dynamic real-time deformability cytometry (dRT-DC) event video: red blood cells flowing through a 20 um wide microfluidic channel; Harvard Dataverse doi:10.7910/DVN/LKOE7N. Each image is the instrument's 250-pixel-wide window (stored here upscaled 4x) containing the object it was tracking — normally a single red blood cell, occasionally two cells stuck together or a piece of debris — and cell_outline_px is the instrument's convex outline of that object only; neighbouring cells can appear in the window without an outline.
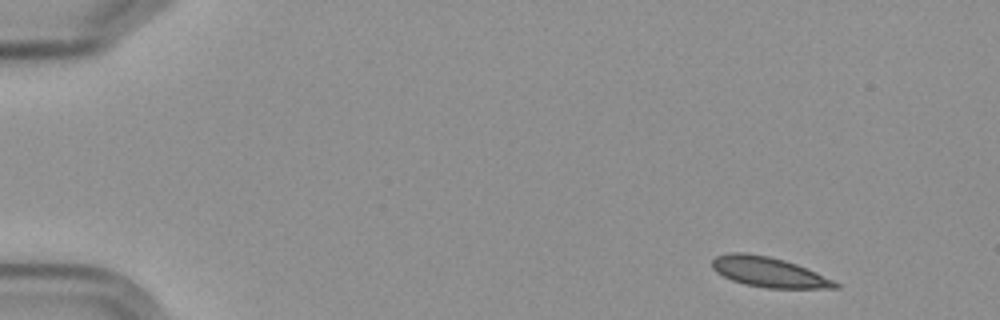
{"species": "Egyptian fruit bat (a non-hibernating species)", "species_latin": "Rousettus aegyptiacus", "temperature_condition": "cold", "stored_images_in_passage": 5, "segment_of_instrument_passage": [1, 2], "camera_frame_rate_fps": 3000, "um_per_image_px": 0.085, "frame": {"image": 1, "passage_image": 1, "time_ms": 0.0, "image_size_px": [1000, 320], "cell_outline_px": [[840, 288], [768, 288], [744, 284], [732, 280], [716, 272], [712, 268], [712, 260], [716, 256], [732, 252], [744, 252], [768, 256], [784, 260], [796, 264], [816, 272], [840, 284]], "centroid_in_image_um": [65.32, 23.12], "position_along_channel_um": 19.7, "area_um2": 21.39}}